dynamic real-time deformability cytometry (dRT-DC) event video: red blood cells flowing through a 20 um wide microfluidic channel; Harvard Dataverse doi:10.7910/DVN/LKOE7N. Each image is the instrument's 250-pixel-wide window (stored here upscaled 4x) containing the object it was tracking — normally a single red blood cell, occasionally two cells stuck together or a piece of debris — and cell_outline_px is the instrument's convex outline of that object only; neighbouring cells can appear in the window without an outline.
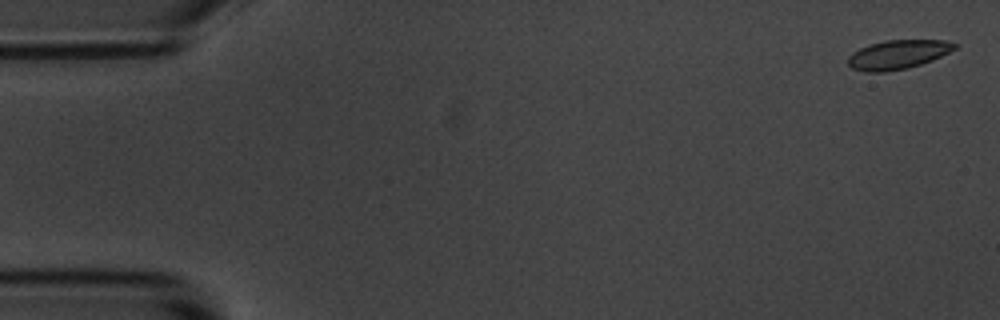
{"species": "common noctule bat (a hibernating species)", "species_latin": "Nyctalus noctula", "temperature_condition": "room temperature", "stored_images_in_passage": 56, "camera_frame_rate_fps": 3000, "um_per_image_px": 0.085, "animal": {"sex": "male", "body_mass_g": 20.1, "forearm_length_mm": 53.5}, "frame": {"image": 1, "passage_image": 2, "time_ms": 0.333, "image_size_px": [1000, 320], "cell_outline_px": [[960, 44], [956, 48], [932, 60], [908, 68], [884, 72], [864, 72], [852, 68], [848, 64], [848, 56], [852, 52], [860, 48], [884, 40], [948, 40]], "centroid_in_image_um": [76.32, 4.63], "position_along_channel_um": 8.7, "area_um2": 18.09}}
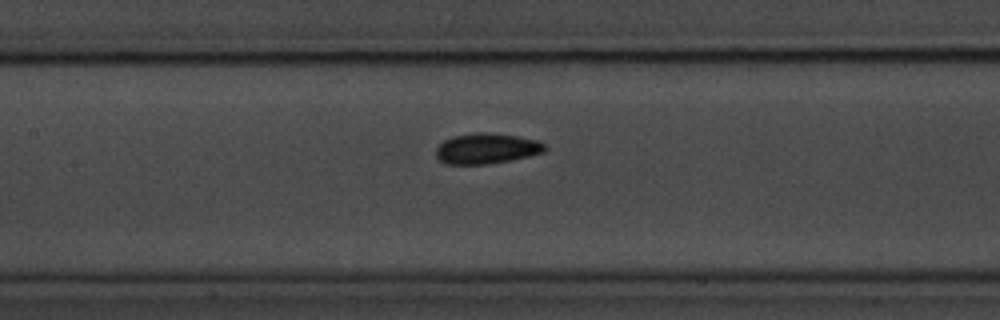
{"frame": {"image": 2, "passage_image": 26, "time_ms": 8.333, "image_size_px": [1000, 320], "cell_outline_px": [[548, 148], [544, 152], [528, 156], [508, 160], [484, 164], [444, 164], [436, 156], [436, 148], [444, 140], [452, 136], [476, 132], [488, 132], [516, 136], [536, 140], [544, 144]], "centroid_in_image_um": [41.33, 12.61], "position_along_channel_um": 166.1, "area_um2": 19.25}}
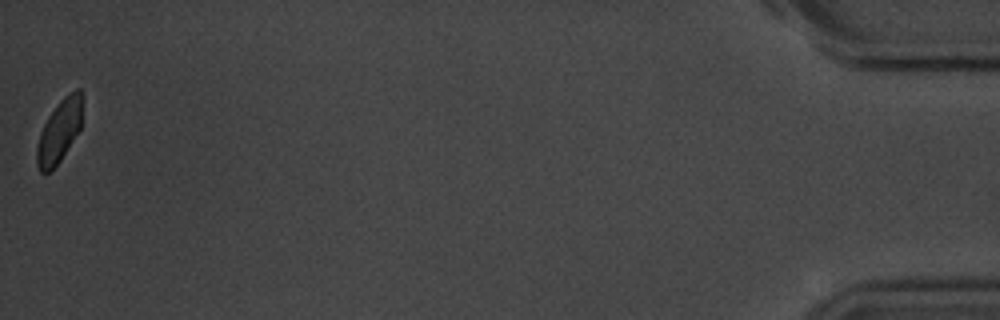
{"frame": {"image": 3, "passage_image": 56, "time_ms": 18.333, "image_size_px": [1000, 320], "cell_outline_px": [[84, 96], [80, 128], [60, 160], [48, 172], [40, 172], [36, 164], [36, 148], [40, 132], [48, 116], [60, 100], [64, 96], [76, 88], [80, 88]], "centroid_in_image_um": [5.05, 11.08], "position_along_channel_um": 430.1, "area_um2": 16.65}, "authors_computed_cell_mechanics": {"area_um2": 18.5538, "velocity_mm_per_s": 3.6061, "shape_relaxation_time_tau1_ms": 2.8127, "shape_relaxation_time_tau2_ms": null, "deformation_change_tau1": 0.0706, "deformation_change_tau2": null}}